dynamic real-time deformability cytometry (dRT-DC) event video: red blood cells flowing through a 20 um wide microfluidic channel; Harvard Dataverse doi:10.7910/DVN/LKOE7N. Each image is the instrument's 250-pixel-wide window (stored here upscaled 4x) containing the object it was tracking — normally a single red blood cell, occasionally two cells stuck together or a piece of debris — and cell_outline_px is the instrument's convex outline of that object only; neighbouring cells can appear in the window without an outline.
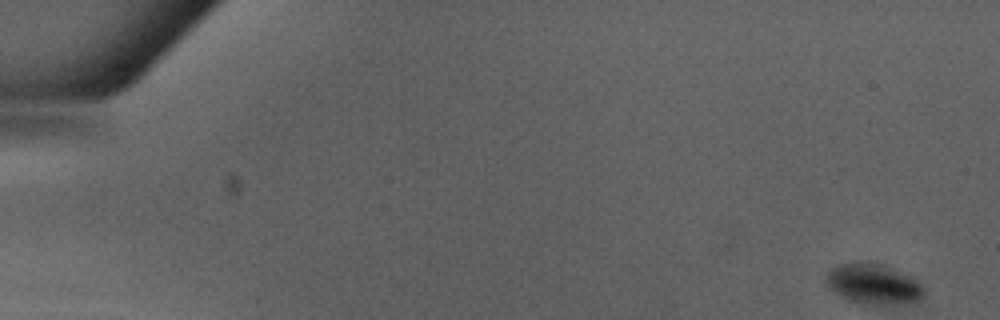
{"species": "Egyptian fruit bat (a non-hibernating species)", "species_latin": "Rousettus aegyptiacus", "temperature_condition": "warm", "stored_images_in_passage": 8, "camera_frame_rate_fps": 3000, "um_per_image_px": 0.085, "animal": {"sex": "male"}, "frame": {"image": 1, "passage_image": 1, "time_ms": 0.0, "image_size_px": [1000, 320], "cell_outline_px": [[924, 296], [920, 300], [912, 304], [872, 304], [848, 300], [836, 292], [824, 280], [828, 272], [832, 268], [840, 264], [860, 260], [868, 260], [892, 268], [916, 280], [924, 288]], "centroid_in_image_um": [74.27, 24.12], "position_along_channel_um": 10.7, "area_um2": 23.0}}